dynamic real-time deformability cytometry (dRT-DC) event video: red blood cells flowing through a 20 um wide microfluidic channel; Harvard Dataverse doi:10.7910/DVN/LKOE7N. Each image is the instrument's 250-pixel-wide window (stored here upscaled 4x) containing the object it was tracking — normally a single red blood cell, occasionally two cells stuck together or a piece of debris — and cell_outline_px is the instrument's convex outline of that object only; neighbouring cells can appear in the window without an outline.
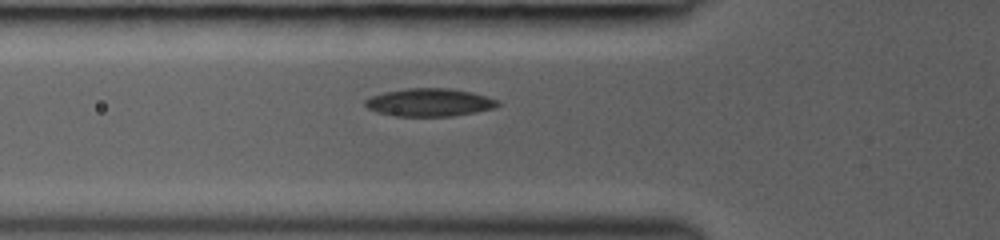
{"species": "common noctule bat (a hibernating species)", "species_latin": "Nyctalus noctula", "temperature_condition": "room temperature", "stored_images_in_passage": 30, "segment_of_instrument_passage": [1, 2], "camera_frame_rate_fps": 3000, "um_per_image_px": 0.085, "animal": {"sex": "female", "body_mass_g": 19.0, "forearm_length_mm": 53.3}, "frame": {"image": 1, "passage_image": 2, "time_ms": 0.333, "image_size_px": [1000, 240], "cell_outline_px": [[500, 104], [496, 108], [476, 112], [452, 116], [396, 116], [376, 112], [368, 108], [364, 104], [364, 100], [372, 96], [384, 92], [408, 88], [448, 88], [472, 92], [500, 100]], "centroid_in_image_um": [36.53, 8.7], "position_along_channel_um": 89.3, "area_um2": 21.68}}
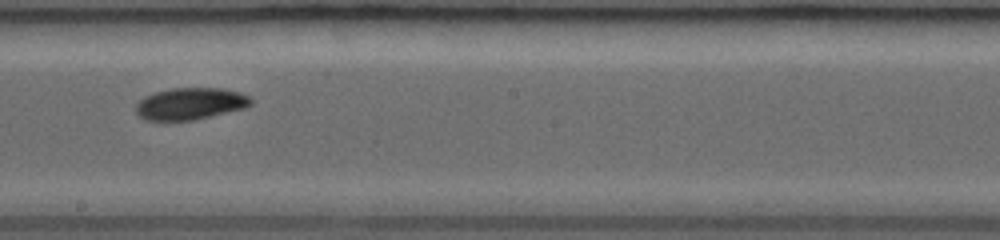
{"frame": {"image": 2, "passage_image": 14, "time_ms": 3.667, "image_size_px": [1000, 240], "cell_outline_px": [[252, 104], [244, 108], [192, 120], [144, 120], [136, 112], [136, 104], [144, 96], [156, 92], [172, 88], [224, 88], [240, 92], [248, 96], [252, 100]], "centroid_in_image_um": [16.17, 8.8], "position_along_channel_um": 232.0, "area_um2": 21.21}}
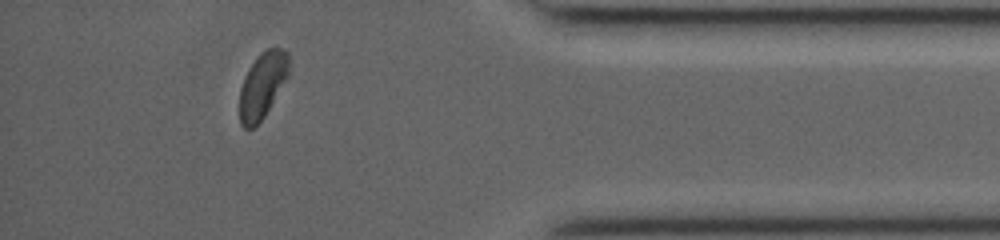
{"frame": {"image": 3, "passage_image": 27, "time_ms": 8.333, "image_size_px": [1000, 240], "cell_outline_px": [[288, 76], [264, 116], [252, 128], [244, 128], [240, 124], [240, 88], [244, 76], [248, 68], [256, 56], [260, 52], [268, 48], [284, 48], [288, 52]], "centroid_in_image_um": [22.29, 7.2], "position_along_channel_um": 412.9, "area_um2": 18.79}}